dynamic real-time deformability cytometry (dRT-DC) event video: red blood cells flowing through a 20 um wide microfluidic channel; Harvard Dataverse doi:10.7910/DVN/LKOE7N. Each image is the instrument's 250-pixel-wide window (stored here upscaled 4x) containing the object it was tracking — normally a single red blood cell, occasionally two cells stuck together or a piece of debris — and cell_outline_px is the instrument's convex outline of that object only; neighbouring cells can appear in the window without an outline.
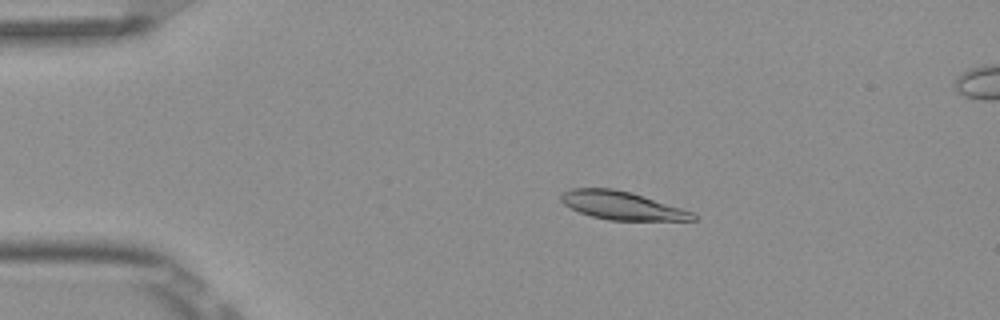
{"species": "Egyptian fruit bat (a non-hibernating species)", "species_latin": "Rousettus aegyptiacus", "temperature_condition": "room temperature", "stored_images_in_passage": 6, "camera_frame_rate_fps": 3000, "um_per_image_px": 0.085, "frame": {"image": 1, "passage_image": 4, "time_ms": 1.0, "image_size_px": [1000, 320], "cell_outline_px": [[696, 220], [608, 220], [592, 216], [580, 212], [564, 204], [560, 200], [560, 196], [564, 192], [572, 188], [612, 188], [632, 192], [692, 212], [696, 216]], "centroid_in_image_um": [52.83, 17.46], "position_along_channel_um": 32.2, "area_um2": 21.39}}